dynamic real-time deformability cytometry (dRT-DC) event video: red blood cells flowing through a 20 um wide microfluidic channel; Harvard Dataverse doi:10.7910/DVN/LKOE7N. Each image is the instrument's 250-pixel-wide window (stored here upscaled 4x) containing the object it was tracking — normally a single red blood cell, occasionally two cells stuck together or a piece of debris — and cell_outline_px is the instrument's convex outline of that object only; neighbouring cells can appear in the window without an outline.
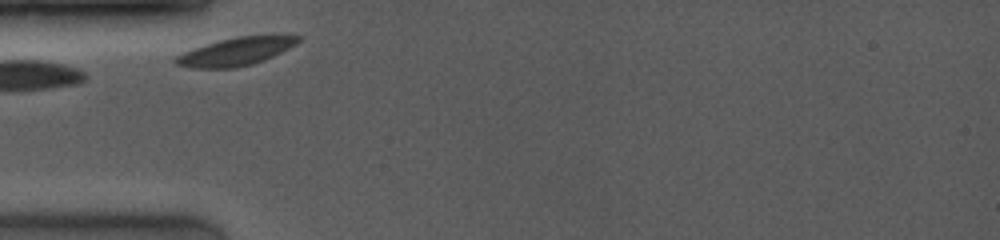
{"species": "common noctule bat (a hibernating species)", "species_latin": "Nyctalus noctula", "temperature_condition": "room temperature", "stored_images_in_passage": 20, "camera_frame_rate_fps": 4000, "um_per_image_px": 0.085, "animal": {"sex": "female", "body_mass_g": 19.0, "forearm_length_mm": 53.3}, "frame": {"image": 1, "passage_image": 1, "time_ms": 0.0, "image_size_px": [1000, 240], "cell_outline_px": [[304, 36], [296, 44], [264, 60], [252, 64], [236, 68], [192, 68], [176, 64], [172, 60], [176, 56], [192, 48], [220, 40], [236, 36], [272, 32]], "centroid_in_image_um": [20.14, 4.33], "position_along_channel_um": 64.9, "area_um2": 20.69}}